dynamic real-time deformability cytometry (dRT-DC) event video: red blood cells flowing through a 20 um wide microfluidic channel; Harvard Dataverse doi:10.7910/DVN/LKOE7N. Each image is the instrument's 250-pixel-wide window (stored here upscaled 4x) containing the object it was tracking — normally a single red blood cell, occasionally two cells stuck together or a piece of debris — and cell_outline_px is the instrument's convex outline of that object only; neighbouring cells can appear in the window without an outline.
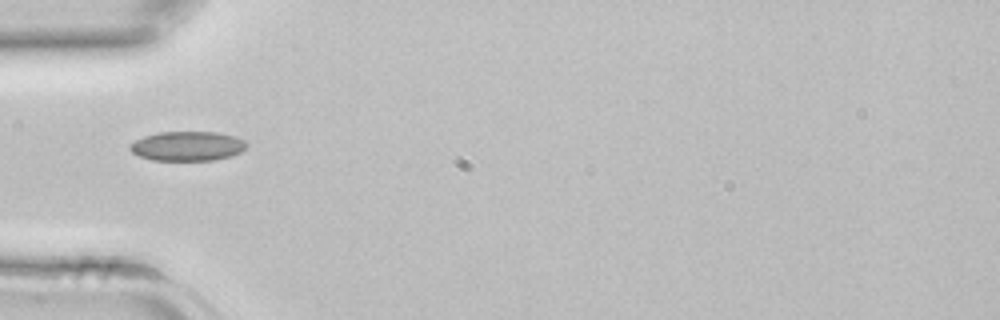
{"species": "common noctule bat (a hibernating species)", "species_latin": "Nyctalus noctula", "temperature_condition": "room temperature", "stored_images_in_passage": 38, "camera_frame_rate_fps": 3000, "um_per_image_px": 0.085, "animal": {"sex": "female", "body_mass_g": 22.7, "forearm_length_mm": 54.2}, "frame": {"image": 1, "passage_image": 14, "time_ms": 4.333, "image_size_px": [1000, 320], "cell_outline_px": [[248, 144], [240, 152], [216, 160], [152, 160], [140, 156], [132, 152], [128, 148], [128, 144], [144, 136], [156, 132], [216, 132], [236, 136], [244, 140]], "centroid_in_image_um": [15.9, 12.41], "position_along_channel_um": 69.1, "area_um2": 20.06}}